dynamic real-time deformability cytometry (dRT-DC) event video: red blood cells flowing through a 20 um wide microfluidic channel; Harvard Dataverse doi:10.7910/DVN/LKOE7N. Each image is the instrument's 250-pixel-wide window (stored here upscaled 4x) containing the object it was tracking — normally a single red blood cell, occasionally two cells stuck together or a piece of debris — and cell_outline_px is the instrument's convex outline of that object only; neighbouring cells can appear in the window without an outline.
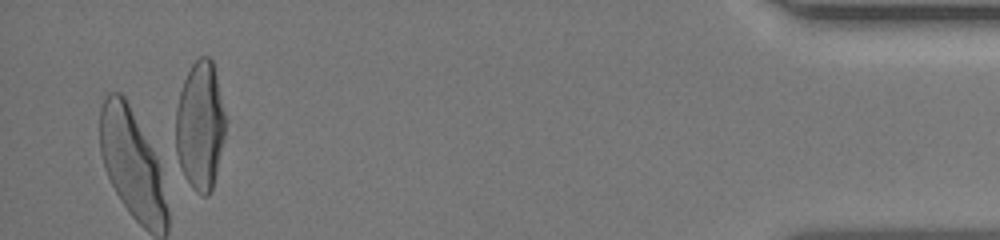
{"species": "human", "species_latin": "Homo sapiens", "temperature_condition": "room temperature", "stored_images_in_passage": 24, "camera_frame_rate_fps": 3000, "um_per_image_px": 0.085, "donor": {"sex": "female"}, "frame": {"image": 1, "passage_image": 24, "time_ms": 12.667, "image_size_px": [1000, 240], "cell_outline_px": [[228, 120], [224, 140], [212, 188], [208, 196], [204, 196], [196, 192], [192, 188], [176, 168], [176, 108], [180, 92], [184, 80], [192, 64], [200, 56], [208, 56], [212, 60]], "centroid_in_image_um": [17.01, 10.74], "position_along_channel_um": 418.2, "area_um2": 38.15}}